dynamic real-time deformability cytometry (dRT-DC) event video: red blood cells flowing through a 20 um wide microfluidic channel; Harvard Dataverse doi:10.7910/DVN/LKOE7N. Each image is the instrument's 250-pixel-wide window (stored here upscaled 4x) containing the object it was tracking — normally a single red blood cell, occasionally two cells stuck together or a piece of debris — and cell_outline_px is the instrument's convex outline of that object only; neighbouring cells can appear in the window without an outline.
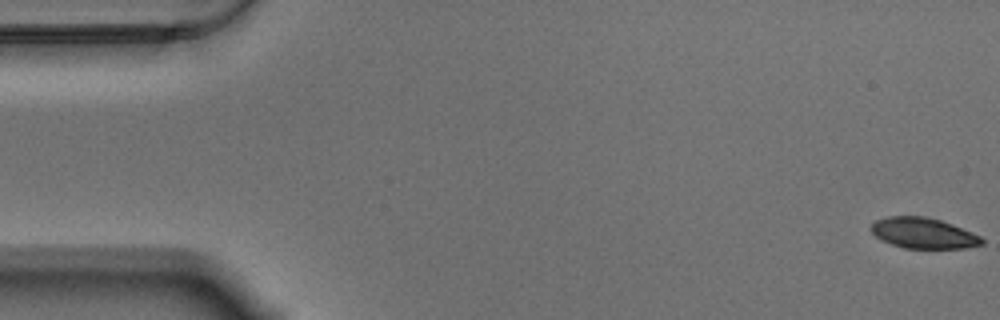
{"species": "Egyptian fruit bat (a non-hibernating species)", "species_latin": "Rousettus aegyptiacus", "temperature_condition": "warm", "stored_images_in_passage": 13, "camera_frame_rate_fps": 3000, "um_per_image_px": 0.085, "animal": {"sex": "male"}, "frame": {"image": 1, "passage_image": 1, "time_ms": 0.0, "image_size_px": [1000, 320], "cell_outline_px": [[984, 244], [964, 248], [904, 248], [880, 240], [868, 228], [876, 220], [888, 216], [924, 216], [940, 220], [952, 224], [980, 236], [984, 240]], "centroid_in_image_um": [78.46, 19.81], "position_along_channel_um": 6.5, "area_um2": 19.77}}